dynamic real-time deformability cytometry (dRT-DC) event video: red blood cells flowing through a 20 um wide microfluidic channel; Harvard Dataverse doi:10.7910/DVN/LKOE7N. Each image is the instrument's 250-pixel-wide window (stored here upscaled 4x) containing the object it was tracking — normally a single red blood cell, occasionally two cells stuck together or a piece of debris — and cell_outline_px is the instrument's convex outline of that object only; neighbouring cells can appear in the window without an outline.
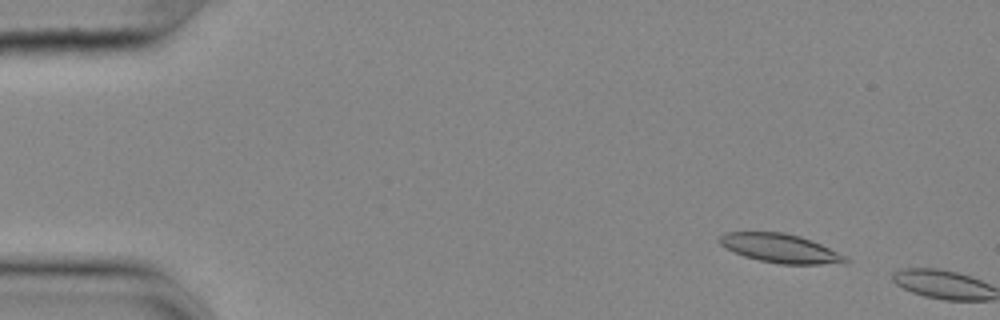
{"species": "common noctule bat (a hibernating species)", "species_latin": "Nyctalus noctula", "temperature_condition": "cold", "stored_images_in_passage": 8, "camera_frame_rate_fps": 3000, "um_per_image_px": 0.085, "animal": {"sex": "female", "body_mass_g": 25.1}, "frame": {"image": 1, "passage_image": 6, "time_ms": 1.667, "image_size_px": [1000, 320], "cell_outline_px": [[852, 260], [848, 264], [780, 264], [760, 260], [744, 256], [724, 248], [716, 240], [724, 232], [784, 232], [800, 236], [812, 240], [848, 256]], "centroid_in_image_um": [66.38, 21.11], "position_along_channel_um": 18.6, "area_um2": 21.62}}